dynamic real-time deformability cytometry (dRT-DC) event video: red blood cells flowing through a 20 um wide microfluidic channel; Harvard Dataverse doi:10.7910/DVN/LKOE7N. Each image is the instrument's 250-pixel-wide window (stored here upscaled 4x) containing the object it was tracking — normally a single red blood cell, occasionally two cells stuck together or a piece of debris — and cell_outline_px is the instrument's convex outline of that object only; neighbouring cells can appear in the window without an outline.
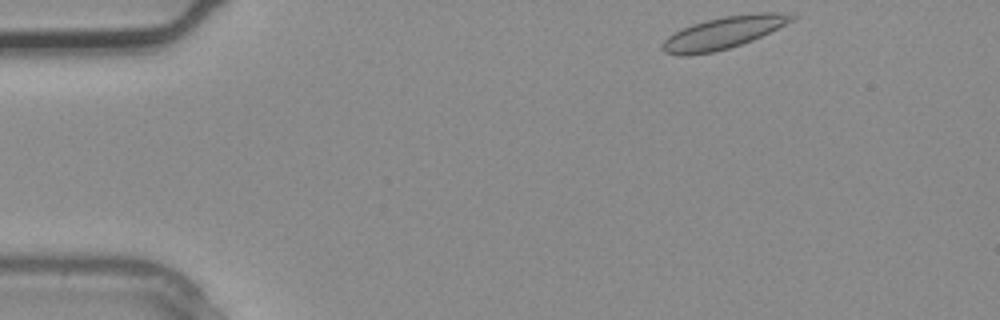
{"species": "common noctule bat (a hibernating species)", "species_latin": "Nyctalus noctula", "temperature_condition": "warm", "stored_images_in_passage": 3, "segment_of_instrument_passage": [2, 2], "camera_frame_rate_fps": 3000, "um_per_image_px": 0.085, "animal": {"sex": "male", "body_mass_g": 20.4}, "frame": {"image": 1, "passage_image": 3, "time_ms": 0.667, "image_size_px": [1000, 320], "cell_outline_px": [[796, 16], [792, 20], [752, 40], [728, 48], [712, 52], [684, 56], [664, 52], [660, 48], [664, 40], [668, 36], [692, 24], [724, 16], [756, 12], [784, 12]], "centroid_in_image_um": [61.46, 2.78], "position_along_channel_um": 23.5, "area_um2": 23.7}}